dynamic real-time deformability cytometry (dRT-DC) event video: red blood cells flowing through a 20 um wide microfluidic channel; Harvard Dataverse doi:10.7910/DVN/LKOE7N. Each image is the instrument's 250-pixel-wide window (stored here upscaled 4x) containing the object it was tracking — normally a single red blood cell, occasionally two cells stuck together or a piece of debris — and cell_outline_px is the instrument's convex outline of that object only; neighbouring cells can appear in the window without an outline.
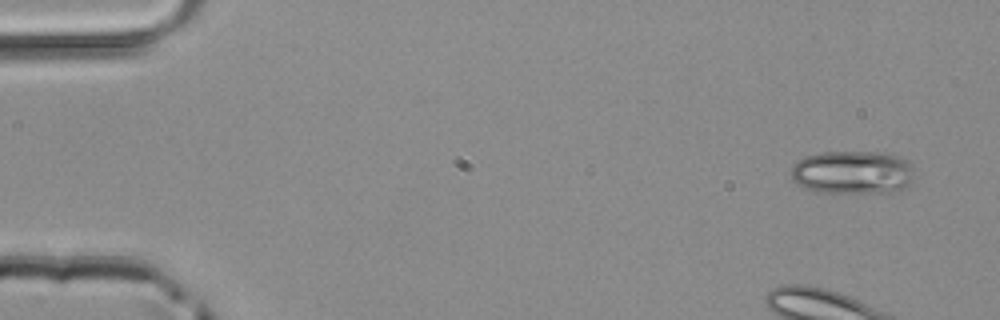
{"species": "common noctule bat (a hibernating species)", "species_latin": "Nyctalus noctula", "temperature_condition": "room temperature", "stored_images_in_passage": 48, "camera_frame_rate_fps": 3000, "um_per_image_px": 0.085, "animal": {"sex": "male", "body_mass_g": 20.4}, "frame": {"image": 1, "passage_image": 1, "time_ms": 0.0, "image_size_px": [1000, 320], "cell_outline_px": [[912, 180], [900, 192], [816, 192], [804, 188], [796, 184], [792, 180], [792, 164], [796, 160], [804, 156], [820, 152], [884, 152], [900, 156], [908, 160], [912, 164]], "centroid_in_image_um": [72.46, 14.64], "position_along_channel_um": 12.5, "area_um2": 31.62}}